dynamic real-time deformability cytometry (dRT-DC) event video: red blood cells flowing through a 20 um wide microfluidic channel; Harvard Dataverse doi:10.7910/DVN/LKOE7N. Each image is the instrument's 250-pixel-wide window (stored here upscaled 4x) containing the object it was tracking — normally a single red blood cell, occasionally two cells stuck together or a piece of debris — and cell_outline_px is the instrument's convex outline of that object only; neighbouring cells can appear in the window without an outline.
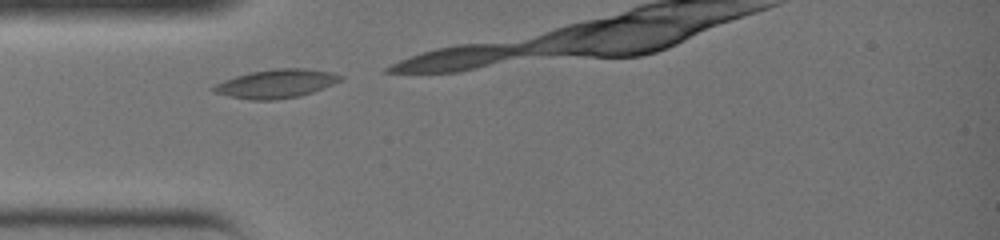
{"species": "common noctule bat (a hibernating species)", "species_latin": "Nyctalus noctula", "temperature_condition": "warm", "stored_images_in_passage": 6, "camera_frame_rate_fps": 3000, "um_per_image_px": 0.085, "animal": {"sex": "female", "body_mass_g": 19.0, "forearm_length_mm": 51.5}, "frame": {"image": 1, "passage_image": 1, "time_ms": 0.0, "image_size_px": [1000, 240], "cell_outline_px": [[344, 80], [324, 88], [300, 96], [272, 100], [252, 100], [228, 96], [212, 92], [208, 88], [224, 80], [236, 76], [252, 72], [272, 68], [304, 68], [332, 72], [344, 76]], "centroid_in_image_um": [23.49, 7.11], "position_along_channel_um": 61.5, "area_um2": 21.39}}
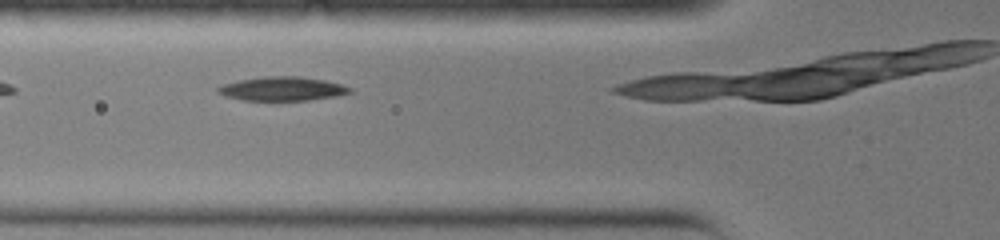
{"frame": {"image": 2, "passage_image": 4, "time_ms": 1.0, "image_size_px": [1000, 240], "cell_outline_px": [[352, 92], [336, 96], [308, 100], [244, 100], [224, 96], [216, 92], [216, 88], [224, 84], [240, 80], [264, 76], [300, 76], [324, 80], [340, 84], [352, 88]], "centroid_in_image_um": [23.98, 7.54], "position_along_channel_um": 101.8, "area_um2": 18.32}}